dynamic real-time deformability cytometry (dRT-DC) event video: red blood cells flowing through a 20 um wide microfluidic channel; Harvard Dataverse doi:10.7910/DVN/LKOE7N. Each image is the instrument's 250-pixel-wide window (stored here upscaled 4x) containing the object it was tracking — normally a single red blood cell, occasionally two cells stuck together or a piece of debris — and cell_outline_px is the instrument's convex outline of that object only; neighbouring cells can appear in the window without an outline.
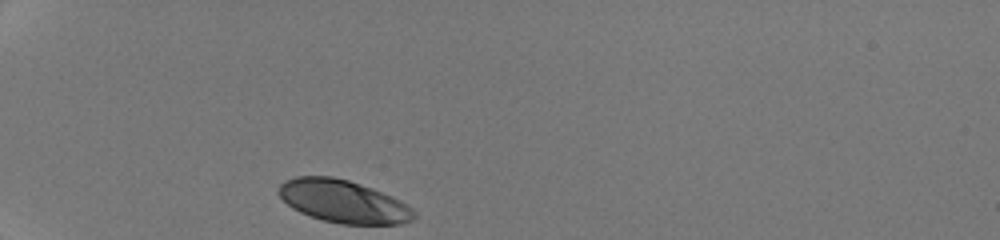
{"species": "human", "species_latin": "Homo sapiens", "temperature_condition": "room temperature", "stored_images_in_passage": 28, "camera_frame_rate_fps": 3000, "um_per_image_px": 0.085, "donor": {"sex": "male"}, "frame": {"image": 1, "passage_image": 1, "time_ms": 0.0, "image_size_px": [1000, 240], "cell_outline_px": [[416, 216], [412, 220], [400, 224], [340, 224], [324, 220], [300, 212], [292, 208], [276, 192], [280, 184], [284, 180], [296, 176], [332, 176], [348, 180], [372, 188], [392, 196], [400, 200], [412, 208], [416, 212]], "centroid_in_image_um": [29.18, 17.11], "position_along_channel_um": 55.8, "area_um2": 33.7}}
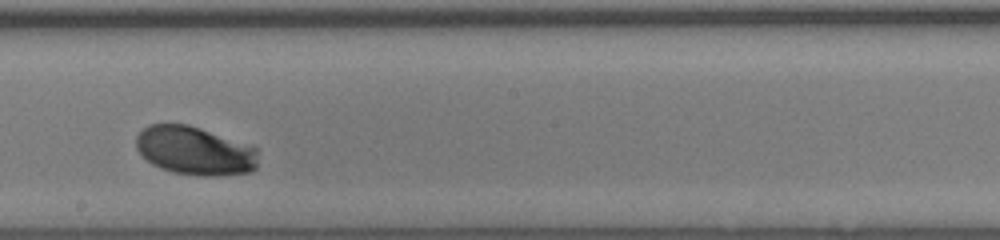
{"frame": {"image": 2, "passage_image": 16, "time_ms": 5.0, "image_size_px": [1000, 240], "cell_outline_px": [[260, 148], [256, 168], [248, 172], [220, 176], [204, 176], [172, 172], [160, 168], [152, 164], [136, 148], [136, 136], [148, 124], [188, 124]], "centroid_in_image_um": [16.59, 12.81], "position_along_channel_um": 231.6, "area_um2": 34.68}}
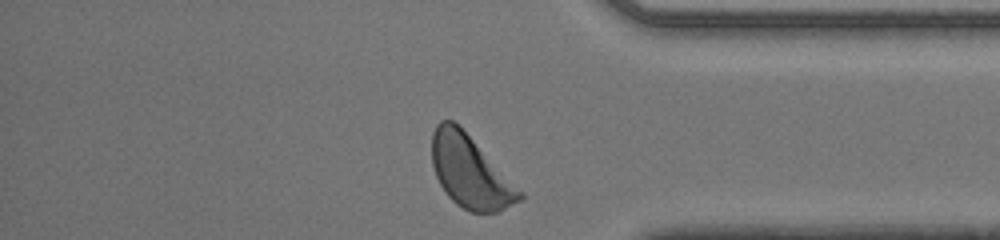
{"frame": {"image": 3, "passage_image": 28, "time_ms": 9.0, "image_size_px": [1000, 240], "cell_outline_px": [[524, 196], [520, 200], [496, 212], [472, 212], [456, 204], [448, 196], [440, 184], [436, 176], [432, 164], [432, 132], [436, 124], [440, 120], [452, 120], [460, 124], [524, 192]], "centroid_in_image_um": [39.96, 14.55], "position_along_channel_um": 395.2, "area_um2": 37.17}, "authors_computed_cell_mechanics": {"area_um2": 34.6511, "velocity_mm_per_s": 4.2332, "shape_relaxation_time_tau1_ms": 1.5488, "shape_relaxation_time_tau2_ms": null, "deformation_change_tau1": 0.1226, "deformation_change_tau2": null}}